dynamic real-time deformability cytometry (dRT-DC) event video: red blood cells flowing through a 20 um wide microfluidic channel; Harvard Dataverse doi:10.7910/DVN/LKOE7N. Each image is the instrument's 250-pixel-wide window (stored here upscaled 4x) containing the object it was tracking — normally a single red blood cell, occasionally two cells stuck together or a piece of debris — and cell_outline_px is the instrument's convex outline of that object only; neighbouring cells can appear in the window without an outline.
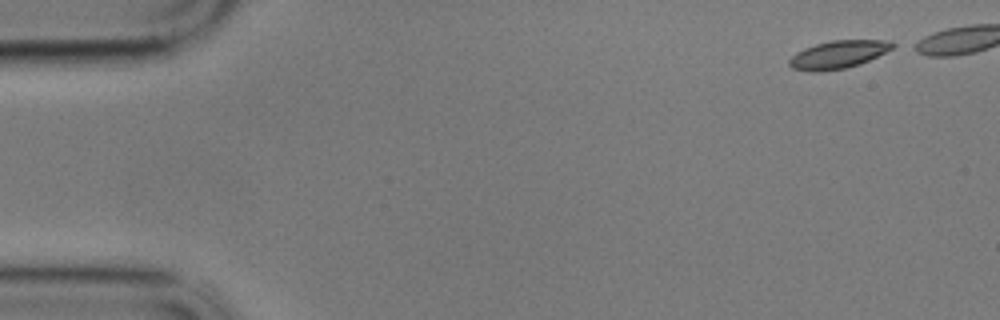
{"species": "common noctule bat (a hibernating species)", "species_latin": "Nyctalus noctula", "temperature_condition": "cold", "stored_images_in_passage": 45, "camera_frame_rate_fps": 3000, "um_per_image_px": 0.085, "animal": {"sex": "male", "body_mass_g": 17.9}, "frame": {"image": 1, "passage_image": 1, "time_ms": 0.0, "image_size_px": [1000, 320], "cell_outline_px": [[900, 44], [860, 64], [844, 68], [816, 72], [812, 72], [792, 68], [788, 64], [788, 60], [796, 52], [804, 48], [816, 44], [832, 40], [892, 40]], "centroid_in_image_um": [71.26, 4.62], "position_along_channel_um": 13.7, "area_um2": 16.76}}
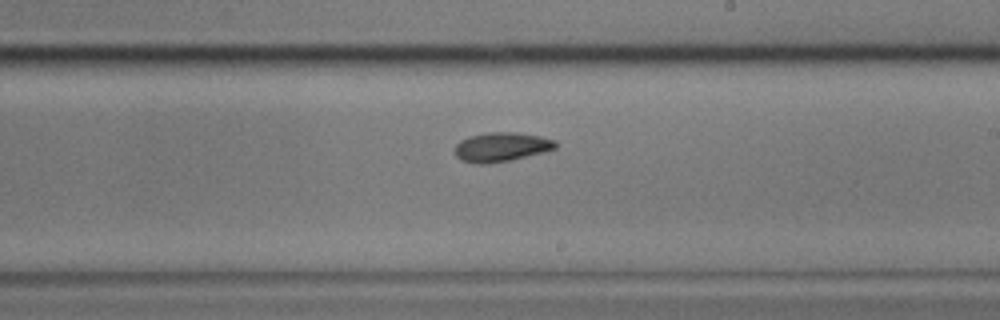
{"frame": {"image": 2, "passage_image": 31, "time_ms": 10.0, "image_size_px": [1000, 320], "cell_outline_px": [[556, 148], [544, 152], [508, 160], [488, 164], [476, 164], [460, 160], [456, 156], [456, 144], [460, 140], [472, 136], [488, 132], [516, 132], [540, 136], [556, 140]], "centroid_in_image_um": [42.61, 12.49], "position_along_channel_um": 246.4, "area_um2": 17.05}}
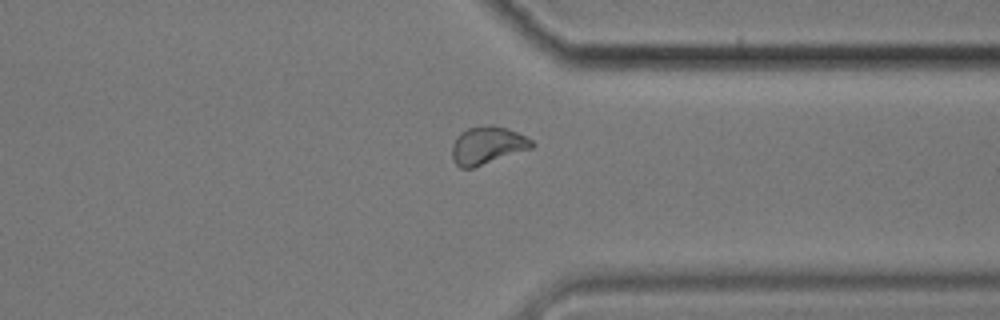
{"frame": {"image": 3, "passage_image": 42, "time_ms": 13.667, "image_size_px": [1000, 320], "cell_outline_px": [[536, 144], [532, 148], [472, 168], [460, 168], [452, 160], [452, 144], [460, 132], [468, 128], [488, 124], [492, 124], [508, 128], [532, 140]], "centroid_in_image_um": [41.41, 12.34], "position_along_channel_um": 370.0, "area_um2": 17.57}}